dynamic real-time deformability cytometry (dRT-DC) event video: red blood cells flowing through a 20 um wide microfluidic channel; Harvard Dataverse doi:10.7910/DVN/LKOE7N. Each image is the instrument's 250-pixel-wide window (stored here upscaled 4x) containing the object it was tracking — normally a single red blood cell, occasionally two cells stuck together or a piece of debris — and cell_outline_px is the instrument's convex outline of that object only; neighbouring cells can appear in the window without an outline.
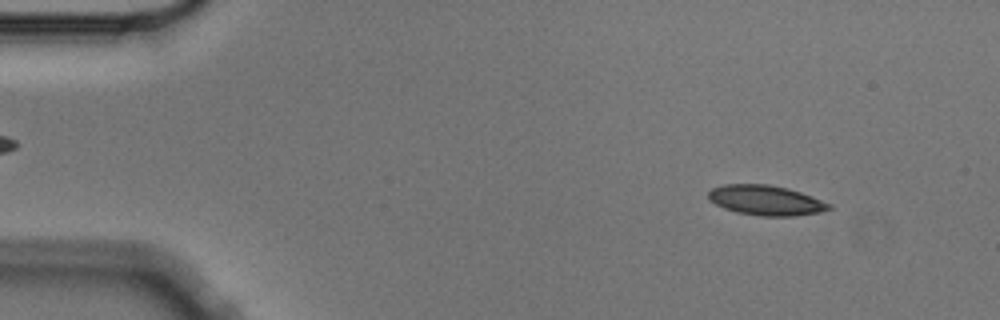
{"species": "Egyptian fruit bat (a non-hibernating species)", "species_latin": "Rousettus aegyptiacus", "temperature_condition": "cold", "stored_images_in_passage": 7, "camera_frame_rate_fps": 3000, "um_per_image_px": 0.085, "animal": {"sex": "male"}, "frame": {"image": 1, "passage_image": 1, "time_ms": 0.0, "image_size_px": [1000, 320], "cell_outline_px": [[832, 208], [820, 212], [792, 216], [760, 216], [736, 212], [724, 208], [708, 200], [708, 192], [712, 188], [724, 184], [768, 184], [788, 188], [812, 196], [832, 204]], "centroid_in_image_um": [65.09, 17.02], "position_along_channel_um": 19.9, "area_um2": 21.15}}
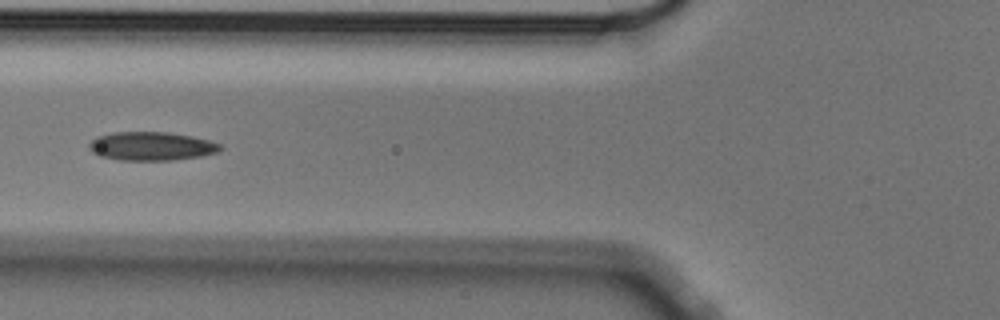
{"frame": {"image": 2, "passage_image": 5, "time_ms": 1.333, "image_size_px": [1000, 320], "cell_outline_px": [[224, 148], [216, 152], [200, 156], [172, 160], [120, 160], [100, 156], [92, 152], [88, 148], [88, 144], [96, 136], [112, 132], [168, 132], [192, 136], [208, 140], [220, 144]], "centroid_in_image_um": [12.84, 12.42], "position_along_channel_um": 113.0, "area_um2": 21.91}}
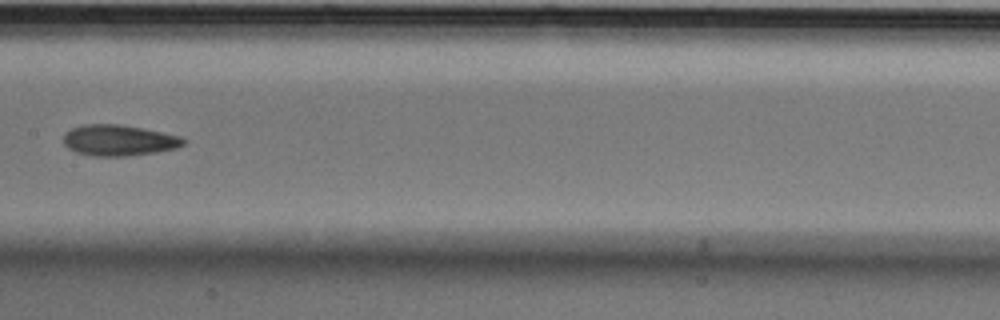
{"frame": {"image": 3, "passage_image": 7, "time_ms": 2.0, "image_size_px": [1000, 320], "cell_outline_px": [[188, 140], [184, 144], [176, 148], [156, 152], [128, 156], [92, 156], [76, 152], [68, 148], [64, 144], [64, 132], [72, 128], [84, 124], [120, 124], [144, 128], [180, 136]], "centroid_in_image_um": [10.1, 11.92], "position_along_channel_um": 197.3, "area_um2": 21.79}}